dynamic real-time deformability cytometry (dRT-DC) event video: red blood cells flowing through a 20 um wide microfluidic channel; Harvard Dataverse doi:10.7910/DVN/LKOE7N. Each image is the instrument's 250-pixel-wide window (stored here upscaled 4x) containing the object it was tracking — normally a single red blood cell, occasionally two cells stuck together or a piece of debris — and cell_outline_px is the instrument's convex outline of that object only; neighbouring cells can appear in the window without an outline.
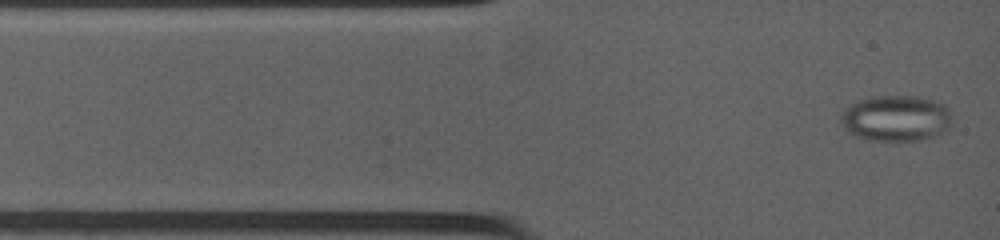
{"species": "common noctule bat (a hibernating species)", "species_latin": "Nyctalus noctula", "temperature_condition": "warm", "stored_images_in_passage": 55, "camera_frame_rate_fps": 4500, "um_per_image_px": 0.085, "animal": {"sex": "female", "body_mass_g": 19.0, "forearm_length_mm": 53.3}, "frame": {"image": 1, "passage_image": 1, "time_ms": 0.0, "image_size_px": [1000, 240], "cell_outline_px": [[948, 120], [928, 136], [920, 140], [868, 140], [856, 136], [844, 124], [844, 112], [852, 104], [868, 96], [916, 96], [932, 100], [944, 104], [948, 108]], "centroid_in_image_um": [76.08, 10.01], "position_along_channel_um": 8.9, "area_um2": 27.98}}
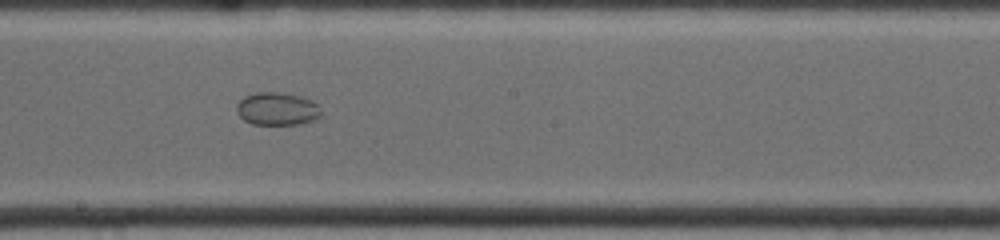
{"frame": {"image": 2, "passage_image": 24, "time_ms": 6.444, "image_size_px": [1000, 240], "cell_outline_px": [[320, 116], [312, 120], [300, 124], [252, 124], [244, 120], [236, 112], [236, 104], [244, 96], [256, 92], [276, 92], [300, 96], [312, 100], [316, 104], [320, 112]], "centroid_in_image_um": [23.51, 9.25], "position_along_channel_um": 224.7, "area_um2": 16.07}}
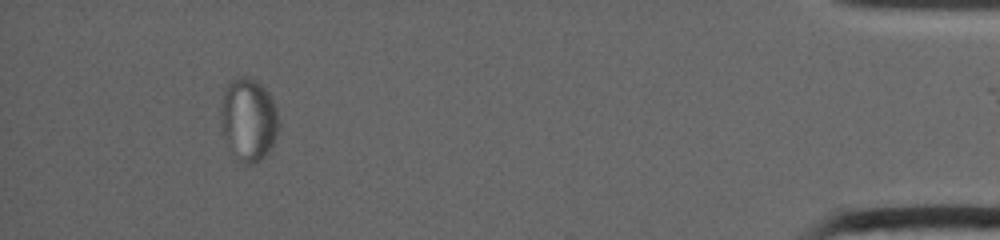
{"frame": {"image": 3, "passage_image": 54, "time_ms": 13.556, "image_size_px": [1000, 240], "cell_outline_px": [[280, 124], [276, 136], [268, 152], [260, 160], [252, 164], [248, 164], [240, 160], [228, 144], [220, 124], [220, 108], [224, 88], [232, 80], [240, 76], [248, 76], [256, 80], [272, 96], [276, 108]], "centroid_in_image_um": [21.13, 10.11], "position_along_channel_um": 414.1, "area_um2": 27.92}}